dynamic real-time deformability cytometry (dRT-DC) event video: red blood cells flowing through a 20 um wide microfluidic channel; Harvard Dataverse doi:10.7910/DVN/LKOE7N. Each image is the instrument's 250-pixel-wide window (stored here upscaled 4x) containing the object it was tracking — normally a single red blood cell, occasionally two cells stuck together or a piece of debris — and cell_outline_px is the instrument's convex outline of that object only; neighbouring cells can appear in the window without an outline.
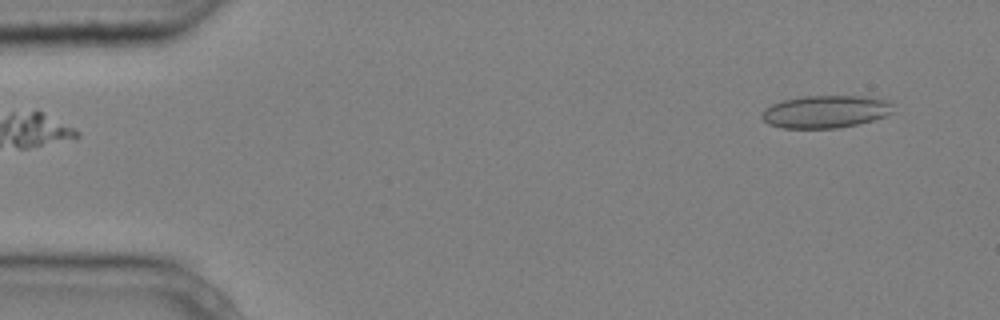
{"species": "common noctule bat (a hibernating species)", "species_latin": "Nyctalus noctula", "temperature_condition": "cold", "stored_images_in_passage": 5, "segment_of_instrument_passage": [2, 2], "camera_frame_rate_fps": 3000, "um_per_image_px": 0.085, "animal": {"sex": "male", "body_mass_g": 20.4}, "frame": {"image": 1, "passage_image": 5, "time_ms": 1.333, "image_size_px": [1000, 320], "cell_outline_px": [[896, 112], [872, 120], [856, 124], [836, 128], [784, 128], [768, 124], [760, 116], [760, 112], [764, 108], [772, 104], [784, 100], [804, 96], [868, 96], [888, 100], [892, 104]], "centroid_in_image_um": [70.18, 9.48], "position_along_channel_um": 14.8, "area_um2": 25.09}}